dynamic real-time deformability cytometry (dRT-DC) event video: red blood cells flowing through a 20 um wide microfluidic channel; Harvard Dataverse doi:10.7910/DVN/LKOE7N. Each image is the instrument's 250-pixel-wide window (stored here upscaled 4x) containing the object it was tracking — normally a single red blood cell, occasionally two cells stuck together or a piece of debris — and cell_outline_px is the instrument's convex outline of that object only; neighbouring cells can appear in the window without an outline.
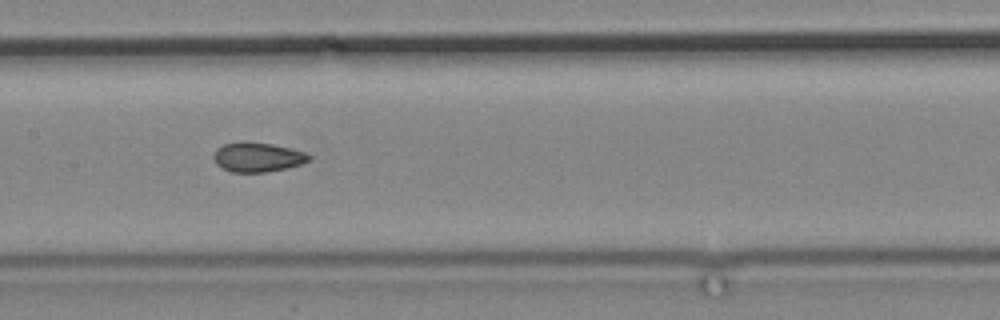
{"species": "common noctule bat (a hibernating species)", "species_latin": "Nyctalus noctula", "temperature_condition": "cold", "stored_images_in_passage": 11, "camera_frame_rate_fps": 3000, "um_per_image_px": 0.085, "animal": {"sex": "male", "body_mass_g": 19.2, "forearm_length_mm": 51.8}, "frame": {"image": 1, "passage_image": 10, "time_ms": 11.667, "image_size_px": [1000, 320], "cell_outline_px": [[312, 156], [308, 160], [300, 164], [284, 168], [264, 172], [232, 172], [216, 164], [212, 156], [216, 148], [224, 144], [244, 140], [272, 144], [308, 152]], "centroid_in_image_um": [21.87, 13.33], "position_along_channel_um": 185.5, "area_um2": 16.47}}
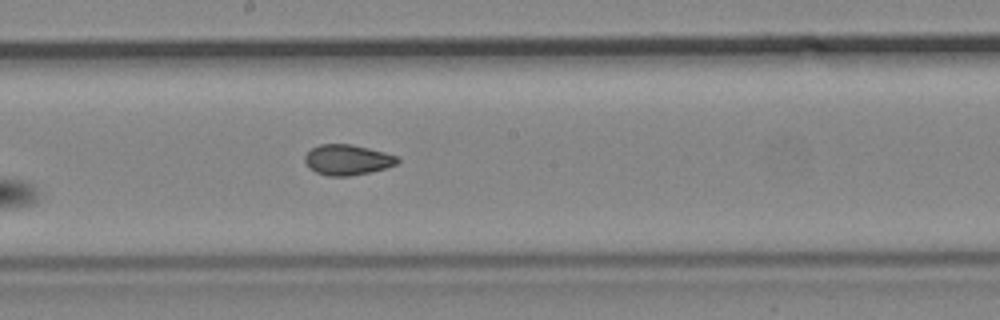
{"frame": {"image": 2, "passage_image": 11, "time_ms": 12.667, "image_size_px": [1000, 320], "cell_outline_px": [[400, 160], [396, 164], [384, 168], [368, 172], [348, 176], [328, 176], [316, 172], [308, 168], [304, 160], [304, 156], [312, 148], [320, 144], [352, 144], [384, 152], [396, 156]], "centroid_in_image_um": [29.49, 13.58], "position_along_channel_um": 218.7, "area_um2": 16.3}}